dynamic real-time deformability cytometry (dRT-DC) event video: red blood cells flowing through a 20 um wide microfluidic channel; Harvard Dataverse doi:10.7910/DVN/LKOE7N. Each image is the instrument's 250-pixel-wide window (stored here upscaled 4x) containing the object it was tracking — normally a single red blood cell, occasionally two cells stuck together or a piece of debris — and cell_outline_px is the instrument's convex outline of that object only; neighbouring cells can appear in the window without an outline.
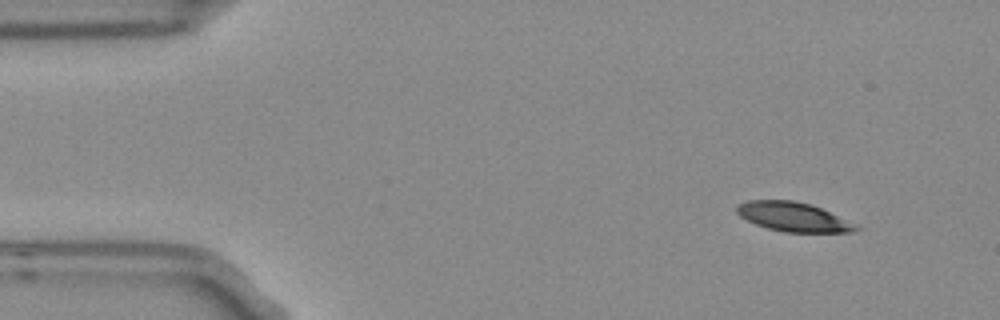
{"species": "Egyptian fruit bat (a non-hibernating species)", "species_latin": "Rousettus aegyptiacus", "temperature_condition": "room temperature", "stored_images_in_passage": 9, "camera_frame_rate_fps": 3000, "um_per_image_px": 0.085, "frame": {"image": 1, "passage_image": 2, "time_ms": 0.333, "image_size_px": [1000, 320], "cell_outline_px": [[864, 228], [852, 232], [784, 232], [768, 228], [756, 224], [740, 216], [736, 212], [736, 204], [748, 200], [792, 200], [812, 204], [856, 224]], "centroid_in_image_um": [67.44, 18.43], "position_along_channel_um": 17.6, "area_um2": 20.35}}
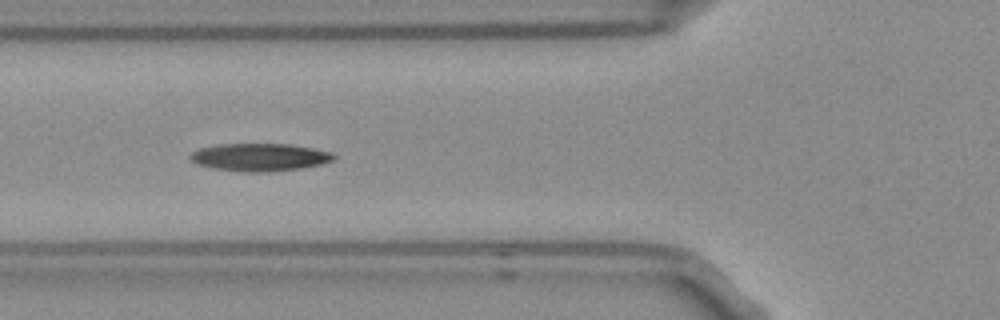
{"frame": {"image": 2, "passage_image": 6, "time_ms": 1.667, "image_size_px": [1000, 320], "cell_outline_px": [[336, 156], [332, 160], [320, 164], [304, 168], [268, 172], [244, 172], [212, 168], [196, 164], [188, 156], [192, 152], [200, 148], [220, 144], [288, 144], [312, 148], [332, 152]], "centroid_in_image_um": [22.06, 13.37], "position_along_channel_um": 103.7, "area_um2": 23.18}}
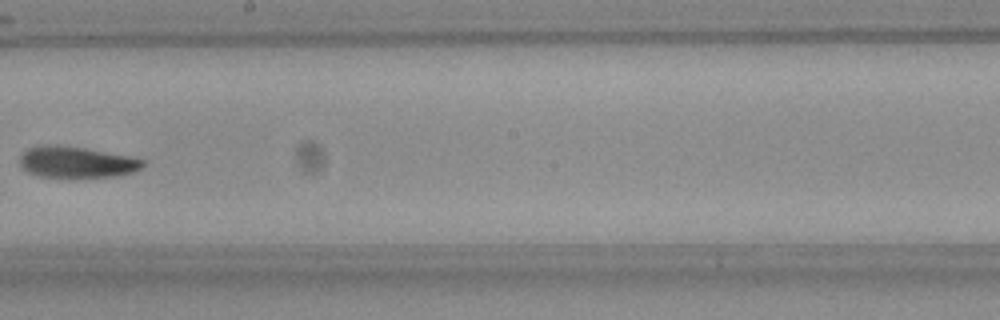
{"frame": {"image": 3, "passage_image": 9, "time_ms": 2.667, "image_size_px": [1000, 320], "cell_outline_px": [[144, 164], [140, 168], [132, 172], [116, 176], [72, 180], [68, 180], [36, 176], [28, 172], [20, 164], [20, 156], [28, 148], [84, 148], [128, 156], [144, 160]], "centroid_in_image_um": [6.54, 13.89], "position_along_channel_um": 241.7, "area_um2": 22.2}}